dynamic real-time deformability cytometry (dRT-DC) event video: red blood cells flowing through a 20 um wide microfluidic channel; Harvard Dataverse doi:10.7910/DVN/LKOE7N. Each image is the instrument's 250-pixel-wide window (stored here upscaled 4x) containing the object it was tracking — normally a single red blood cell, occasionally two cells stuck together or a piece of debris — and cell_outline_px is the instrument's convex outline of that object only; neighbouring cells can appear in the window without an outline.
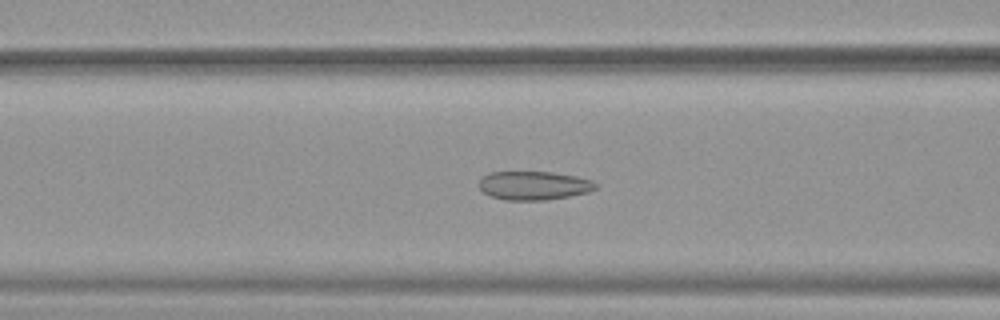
{"species": "common noctule bat (a hibernating species)", "species_latin": "Nyctalus noctula", "temperature_condition": "warm", "stored_images_in_passage": 49, "camera_frame_rate_fps": 3000, "um_per_image_px": 0.085, "animal": {"sex": "female", "body_mass_g": 19.9}, "frame": {"image": 1, "passage_image": 18, "time_ms": 5.667, "image_size_px": [1000, 320], "cell_outline_px": [[600, 184], [596, 188], [588, 192], [568, 196], [544, 200], [504, 200], [492, 196], [484, 192], [480, 188], [480, 180], [488, 172], [552, 172], [576, 176], [592, 180]], "centroid_in_image_um": [45.41, 15.76], "position_along_channel_um": 121.2, "area_um2": 19.42}}
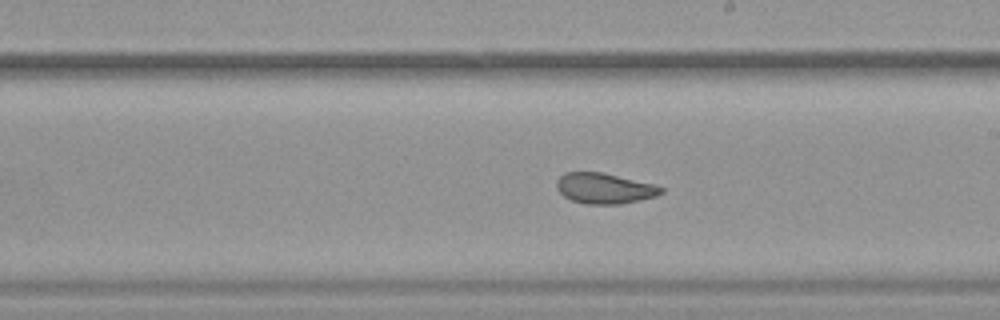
{"frame": {"image": 2, "passage_image": 27, "time_ms": 8.667, "image_size_px": [1000, 320], "cell_outline_px": [[664, 192], [656, 196], [620, 204], [584, 204], [572, 200], [564, 196], [556, 188], [556, 180], [564, 172], [604, 172], [656, 184], [664, 188]], "centroid_in_image_um": [51.39, 16.0], "position_along_channel_um": 237.6, "area_um2": 18.84}}
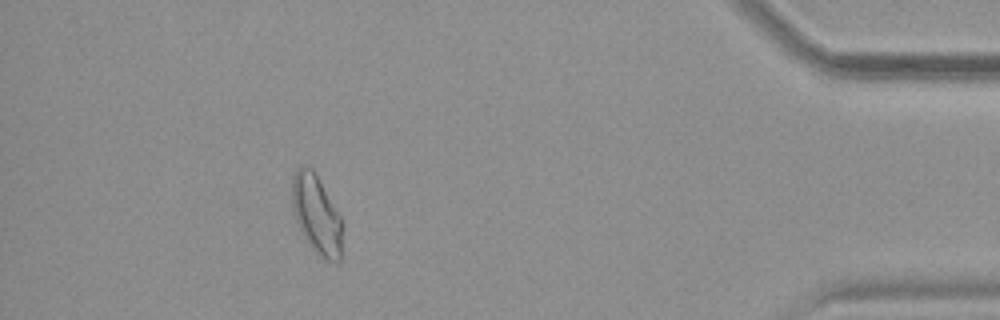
{"frame": {"image": 3, "passage_image": 44, "time_ms": 14.333, "image_size_px": [1000, 320], "cell_outline_px": [[340, 260], [336, 264], [320, 256], [312, 248], [300, 232], [292, 208], [292, 176], [296, 168], [300, 164], [304, 164], [312, 168], [340, 216]], "centroid_in_image_um": [26.85, 18.19], "position_along_channel_um": 408.4, "area_um2": 22.77}, "authors_computed_cell_mechanics": {"area_um2": 21.386, "velocity_mm_per_s": 3.8945, "shape_relaxation_time_tau1_ms": null, "shape_relaxation_time_tau2_ms": 0.8926, "deformation_change_tau1": null, "deformation_change_tau2": 0.0639}}